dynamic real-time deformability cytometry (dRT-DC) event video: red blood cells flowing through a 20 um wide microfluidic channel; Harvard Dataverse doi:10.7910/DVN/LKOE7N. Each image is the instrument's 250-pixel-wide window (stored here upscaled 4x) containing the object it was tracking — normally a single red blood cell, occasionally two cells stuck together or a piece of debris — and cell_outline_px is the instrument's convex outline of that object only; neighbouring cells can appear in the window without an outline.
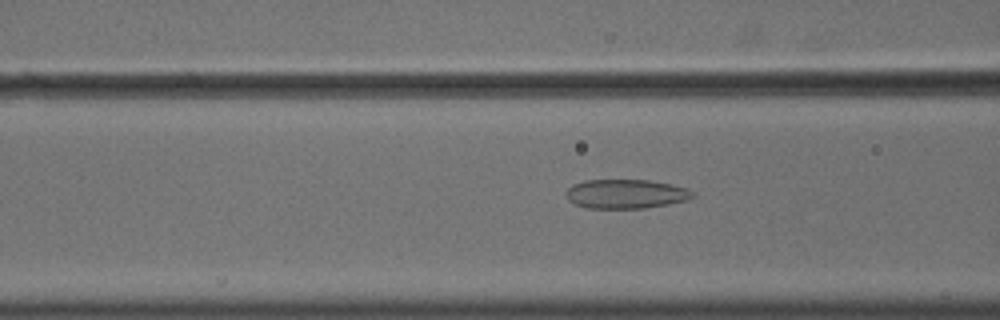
{"species": "common noctule bat (a hibernating species)", "species_latin": "Nyctalus noctula", "temperature_condition": "cold", "stored_images_in_passage": 52, "camera_frame_rate_fps": 3000, "um_per_image_px": 0.085, "animal": {"sex": "male", "body_mass_g": 18.8}, "frame": {"image": 1, "passage_image": 19, "time_ms": 6.0, "image_size_px": [1000, 320], "cell_outline_px": [[696, 196], [688, 200], [668, 204], [644, 208], [584, 208], [572, 204], [568, 200], [564, 192], [572, 184], [584, 180], [648, 180], [672, 184], [688, 188], [696, 192]], "centroid_in_image_um": [53.2, 16.48], "position_along_channel_um": 113.4, "area_um2": 21.96}}
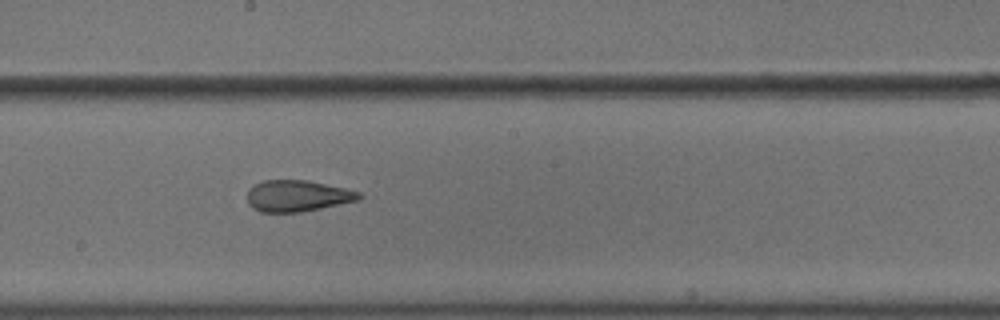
{"frame": {"image": 2, "passage_image": 28, "time_ms": 9.0, "image_size_px": [1000, 320], "cell_outline_px": [[364, 196], [360, 200], [300, 212], [260, 212], [252, 208], [248, 204], [248, 188], [264, 180], [308, 180], [344, 188], [360, 192]], "centroid_in_image_um": [25.28, 16.65], "position_along_channel_um": 222.9, "area_um2": 20.46}}
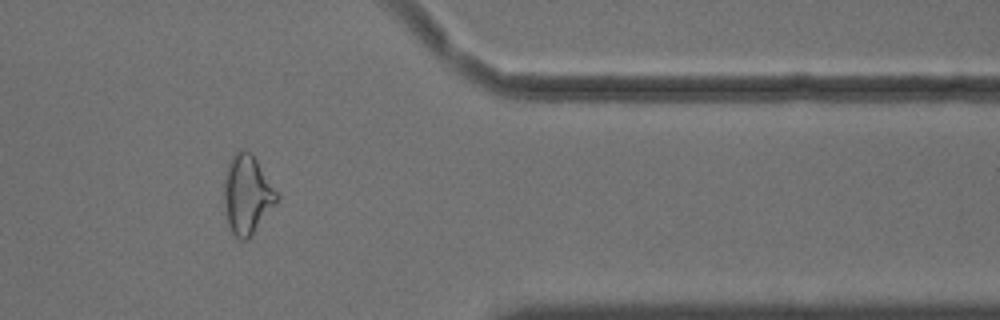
{"frame": {"image": 3, "passage_image": 43, "time_ms": 14.0, "image_size_px": [1000, 320], "cell_outline_px": [[280, 196], [252, 236], [248, 240], [240, 240], [228, 228], [224, 208], [224, 176], [228, 164], [232, 156], [240, 148], [244, 148], [256, 160]], "centroid_in_image_um": [20.97, 16.57], "position_along_channel_um": 390.4, "area_um2": 24.22}, "authors_computed_cell_mechanics": {"area_um2": 23.8136, "velocity_mm_per_s": 3.636, "shape_relaxation_time_tau1_ms": null, "shape_relaxation_time_tau2_ms": 1.8791, "deformation_change_tau1": null, "deformation_change_tau2": 0.0845}}